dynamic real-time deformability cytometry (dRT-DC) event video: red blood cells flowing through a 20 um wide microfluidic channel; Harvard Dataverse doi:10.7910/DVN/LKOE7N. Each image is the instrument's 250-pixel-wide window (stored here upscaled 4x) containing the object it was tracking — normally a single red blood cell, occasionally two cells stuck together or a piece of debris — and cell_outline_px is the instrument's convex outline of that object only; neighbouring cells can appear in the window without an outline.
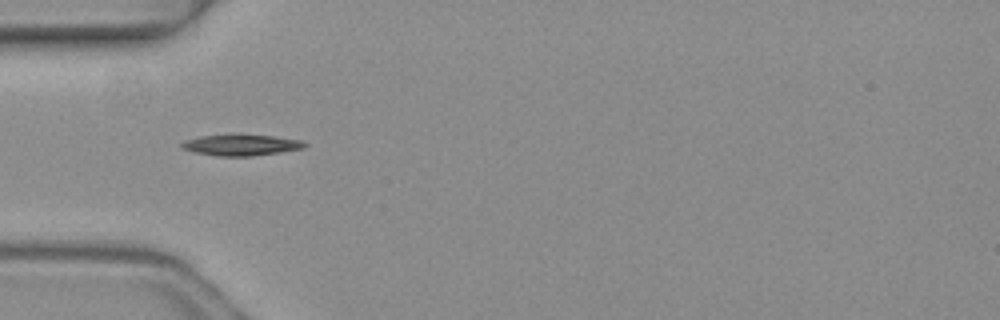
{"species": "common noctule bat (a hibernating species)", "species_latin": "Nyctalus noctula", "temperature_condition": "warm", "stored_images_in_passage": 2, "camera_frame_rate_fps": 3000, "um_per_image_px": 0.085, "animal": {"sex": "female", "body_mass_g": 19.3, "forearm_length_mm": 54.1}, "frame": {"image": 1, "passage_image": 1, "time_ms": 0.0, "image_size_px": [1000, 320], "cell_outline_px": [[308, 144], [304, 148], [280, 152], [252, 156], [216, 156], [192, 152], [180, 148], [180, 144], [184, 140], [200, 136], [240, 132], [272, 136], [300, 140]], "centroid_in_image_um": [20.43, 12.29], "position_along_channel_um": 64.6, "area_um2": 15.78}}
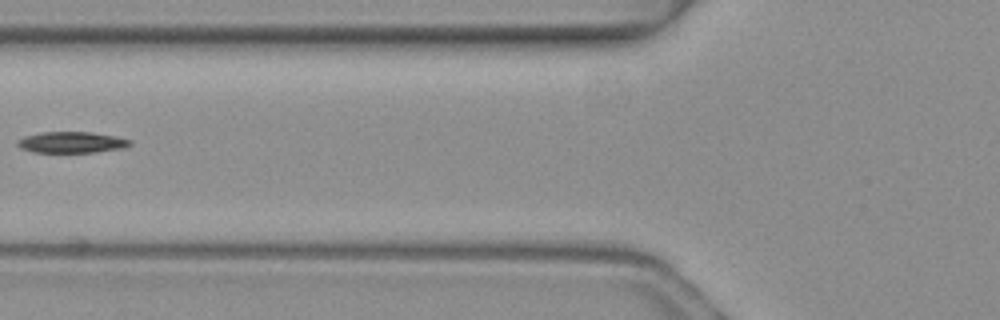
{"frame": {"image": 2, "passage_image": 2, "time_ms": 0.333, "image_size_px": [1000, 320], "cell_outline_px": [[132, 144], [124, 148], [96, 152], [32, 152], [20, 148], [16, 144], [16, 140], [24, 136], [40, 132], [92, 132], [116, 136], [132, 140]], "centroid_in_image_um": [6.08, 12.09], "position_along_channel_um": 119.7, "area_um2": 14.05}}